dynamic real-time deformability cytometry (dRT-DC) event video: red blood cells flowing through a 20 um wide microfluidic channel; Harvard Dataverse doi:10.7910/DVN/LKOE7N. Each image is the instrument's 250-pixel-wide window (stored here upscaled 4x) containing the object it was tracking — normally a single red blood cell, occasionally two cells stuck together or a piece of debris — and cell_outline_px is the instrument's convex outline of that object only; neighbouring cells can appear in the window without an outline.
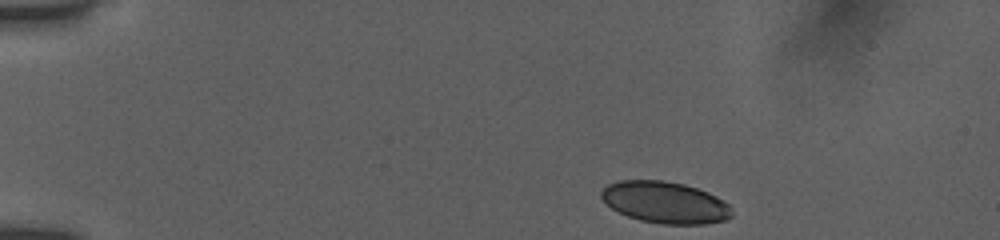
{"species": "human", "species_latin": "Homo sapiens", "temperature_condition": "room temperature", "stored_images_in_passage": 45, "camera_frame_rate_fps": 3000, "um_per_image_px": 0.085, "donor": {"sex": "female"}, "frame": {"image": 1, "passage_image": 1, "time_ms": 0.0, "image_size_px": [1000, 240], "cell_outline_px": [[732, 216], [724, 220], [704, 224], [660, 224], [640, 220], [628, 216], [612, 208], [600, 196], [600, 192], [608, 184], [620, 180], [660, 180], [684, 184], [708, 192], [724, 200], [732, 208]], "centroid_in_image_um": [56.55, 17.2], "position_along_channel_um": 28.5, "area_um2": 31.62}}
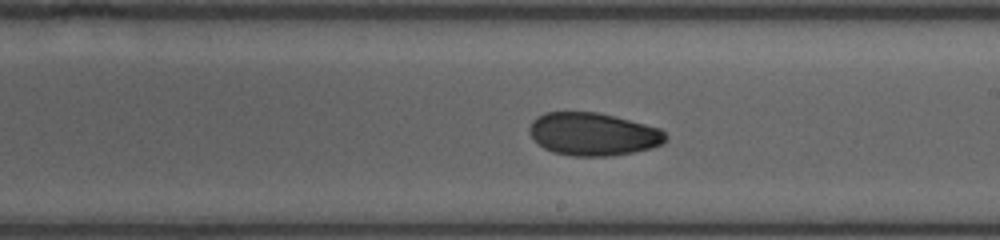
{"frame": {"image": 2, "passage_image": 24, "time_ms": 7.667, "image_size_px": [1000, 240], "cell_outline_px": [[668, 136], [660, 144], [652, 148], [632, 152], [608, 156], [572, 156], [552, 152], [544, 148], [528, 132], [528, 128], [532, 120], [536, 116], [544, 112], [596, 112], [616, 116], [660, 128]], "centroid_in_image_um": [50.39, 11.39], "position_along_channel_um": 238.6, "area_um2": 34.04}}
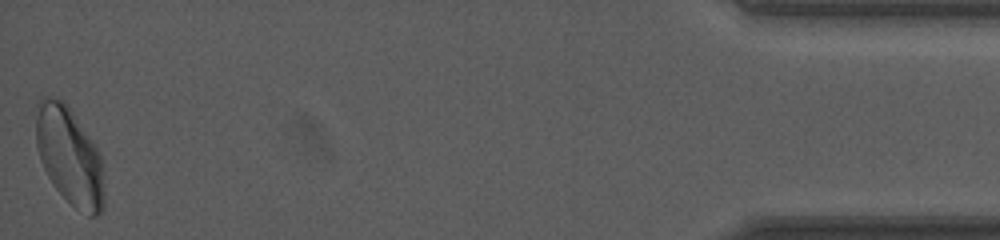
{"frame": {"image": 3, "passage_image": 45, "time_ms": 14.667, "image_size_px": [1000, 240], "cell_outline_px": [[104, 208], [96, 216], [88, 216], [76, 208], [52, 184], [40, 160], [36, 148], [36, 104], [40, 92], [64, 100], [68, 104], [96, 148], [100, 156], [104, 192]], "centroid_in_image_um": [5.86, 13.19], "position_along_channel_um": 429.3, "area_um2": 39.13}, "authors_computed_cell_mechanics": {"area_um2": 35.0846, "velocity_mm_per_s": 3.9002, "shape_relaxation_time_tau1_ms": 6.5254, "shape_relaxation_time_tau2_ms": 2.65, "deformation_change_tau1": 0.1324, "deformation_change_tau2": 0.0587}}